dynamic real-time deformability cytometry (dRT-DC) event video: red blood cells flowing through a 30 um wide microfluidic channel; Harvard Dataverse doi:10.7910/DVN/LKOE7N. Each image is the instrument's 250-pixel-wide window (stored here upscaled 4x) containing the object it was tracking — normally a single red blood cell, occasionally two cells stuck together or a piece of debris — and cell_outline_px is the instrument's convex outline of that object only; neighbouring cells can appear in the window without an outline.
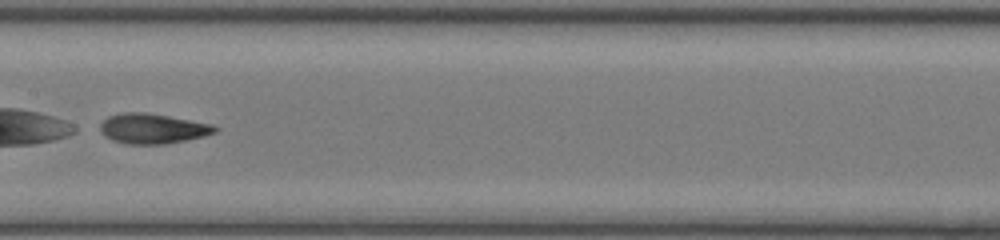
{"species": "common noctule bat (a hibernating species)", "species_latin": "Nyctalus noctula", "temperature_condition": "room temperature", "stored_images_in_passage": 14, "camera_frame_rate_fps": 3000, "um_per_image_px": 0.085, "animal": {"sex": "female", "body_mass_g": 17.0, "forearm_length_mm": 48.0}, "frame": {"image": 1, "passage_image": 12, "time_ms": 3.667, "image_size_px": [1000, 240], "cell_outline_px": [[220, 128], [216, 132], [204, 136], [188, 140], [164, 144], [124, 144], [112, 140], [104, 136], [100, 132], [100, 124], [108, 116], [124, 112], [144, 112], [168, 116], [212, 124]], "centroid_in_image_um": [12.96, 10.94], "position_along_channel_um": 194.4, "area_um2": 20.23}}